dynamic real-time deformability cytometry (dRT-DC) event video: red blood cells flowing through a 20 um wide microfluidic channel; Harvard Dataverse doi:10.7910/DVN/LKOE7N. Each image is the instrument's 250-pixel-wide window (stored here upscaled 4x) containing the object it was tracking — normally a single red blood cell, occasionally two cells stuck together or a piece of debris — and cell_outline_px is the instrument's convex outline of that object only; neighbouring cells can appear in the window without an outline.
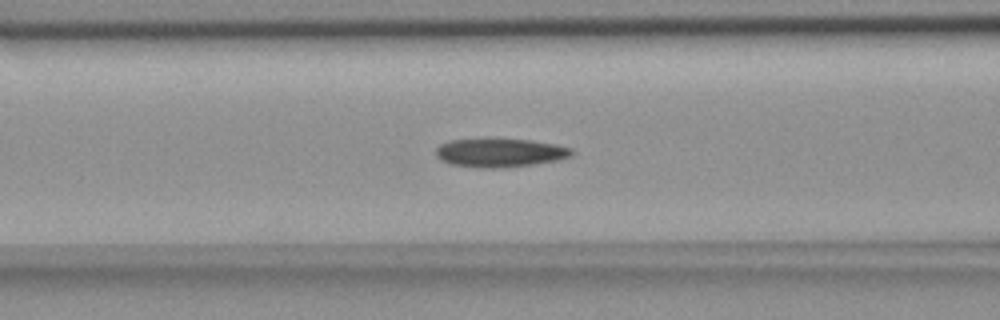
{"species": "common noctule bat (a hibernating species)", "species_latin": "Nyctalus noctula", "temperature_condition": "room temperature", "stored_images_in_passage": 52, "camera_frame_rate_fps": 3000, "um_per_image_px": 0.085, "animal": {"sex": "female", "body_mass_g": 18.4}, "frame": {"image": 1, "passage_image": 18, "time_ms": 5.667, "image_size_px": [1000, 320], "cell_outline_px": [[572, 156], [556, 160], [532, 164], [504, 168], [476, 168], [448, 164], [440, 160], [436, 156], [436, 148], [440, 144], [448, 140], [532, 140], [556, 144], [572, 148]], "centroid_in_image_um": [42.46, 13.0], "position_along_channel_um": 124.1, "area_um2": 22.54}}
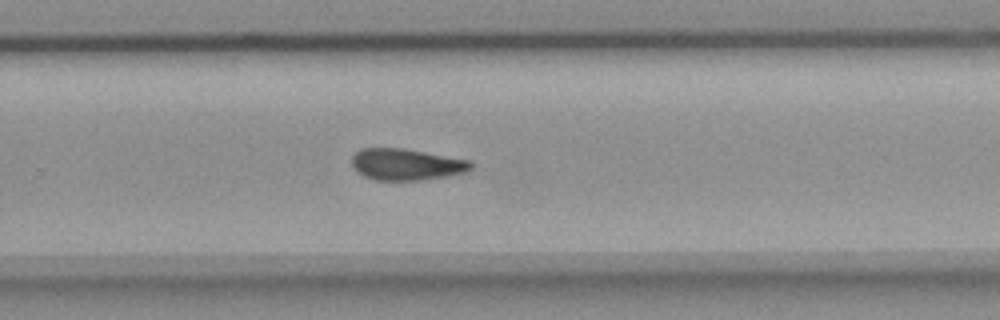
{"frame": {"image": 2, "passage_image": 32, "time_ms": 10.333, "image_size_px": [1000, 320], "cell_outline_px": [[476, 164], [468, 172], [448, 176], [424, 180], [376, 180], [364, 176], [352, 164], [352, 156], [360, 148], [404, 148], [472, 160]], "centroid_in_image_um": [34.63, 13.97], "position_along_channel_um": 295.2, "area_um2": 22.14}}
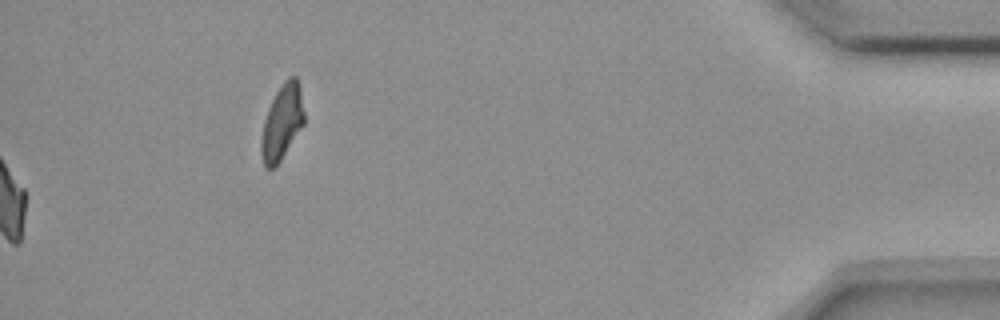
{"frame": {"image": 3, "passage_image": 52, "time_ms": 17.0, "image_size_px": [1000, 320], "cell_outline_px": [[304, 124], [280, 160], [272, 168], [264, 168], [260, 152], [260, 140], [264, 120], [268, 108], [276, 92], [284, 80], [288, 76], [296, 76], [300, 84], [304, 112]], "centroid_in_image_um": [23.96, 10.36], "position_along_channel_um": 411.2, "area_um2": 18.84}}